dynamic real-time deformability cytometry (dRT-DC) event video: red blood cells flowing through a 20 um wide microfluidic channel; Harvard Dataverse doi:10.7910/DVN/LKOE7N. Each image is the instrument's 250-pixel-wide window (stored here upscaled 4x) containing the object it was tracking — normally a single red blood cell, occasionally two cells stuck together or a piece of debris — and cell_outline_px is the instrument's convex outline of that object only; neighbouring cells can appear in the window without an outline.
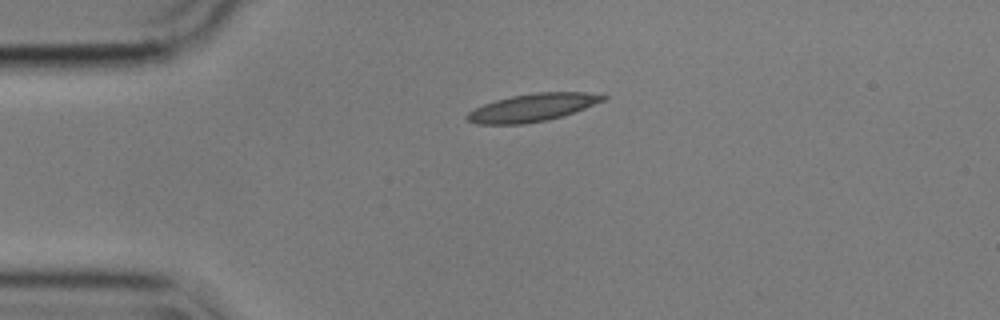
{"species": "common noctule bat (a hibernating species)", "species_latin": "Nyctalus noctula", "temperature_condition": "cold", "stored_images_in_passage": 44, "camera_frame_rate_fps": 3000, "um_per_image_px": 0.085, "animal": {"sex": "male", "body_mass_g": 17.9}, "frame": {"image": 1, "passage_image": 1, "time_ms": 0.0, "image_size_px": [1000, 320], "cell_outline_px": [[608, 96], [604, 100], [584, 108], [548, 120], [524, 124], [476, 124], [468, 120], [464, 116], [468, 112], [484, 104], [496, 100], [512, 96], [536, 92], [584, 92]], "centroid_in_image_um": [45.21, 9.14], "position_along_channel_um": 39.8, "area_um2": 21.68}}
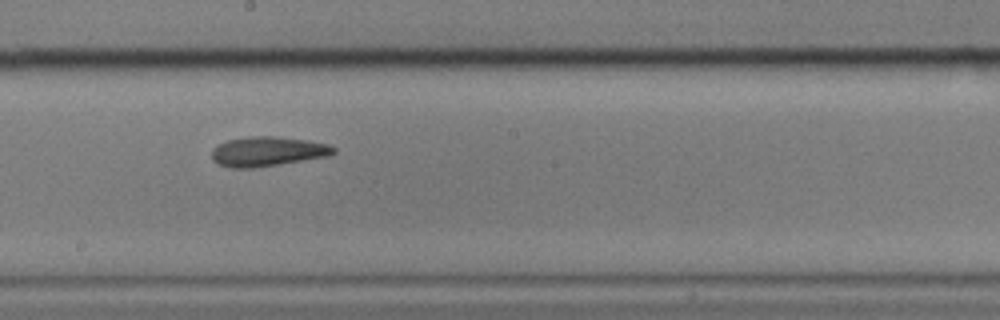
{"frame": {"image": 2, "passage_image": 19, "time_ms": 6.0, "image_size_px": [1000, 320], "cell_outline_px": [[336, 152], [328, 156], [252, 168], [228, 168], [216, 164], [212, 160], [212, 148], [228, 140], [248, 136], [276, 136], [304, 140], [328, 144], [336, 148]], "centroid_in_image_um": [22.7, 12.88], "position_along_channel_um": 225.5, "area_um2": 20.98}}
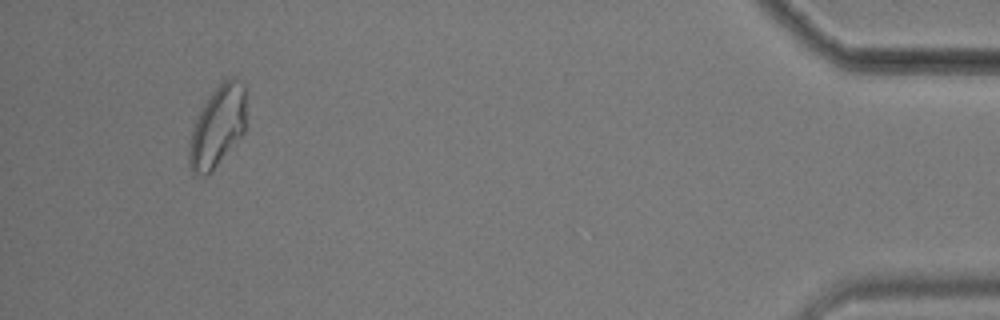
{"frame": {"image": 3, "passage_image": 41, "time_ms": 13.333, "image_size_px": [1000, 320], "cell_outline_px": [[248, 124], [244, 132], [208, 176], [200, 176], [192, 172], [188, 164], [188, 144], [192, 128], [204, 104], [212, 92], [224, 76], [236, 76], [244, 84]], "centroid_in_image_um": [18.52, 10.71], "position_along_channel_um": 416.7, "area_um2": 27.69}, "authors_computed_cell_mechanics": {"area_um2": 21.1548, "velocity_mm_per_s": 3.5436, "shape_relaxation_time_tau1_ms": 4.2998, "shape_relaxation_time_tau2_ms": 3.6884, "deformation_change_tau1": 0.1212, "deformation_change_tau2": 0.1123}}